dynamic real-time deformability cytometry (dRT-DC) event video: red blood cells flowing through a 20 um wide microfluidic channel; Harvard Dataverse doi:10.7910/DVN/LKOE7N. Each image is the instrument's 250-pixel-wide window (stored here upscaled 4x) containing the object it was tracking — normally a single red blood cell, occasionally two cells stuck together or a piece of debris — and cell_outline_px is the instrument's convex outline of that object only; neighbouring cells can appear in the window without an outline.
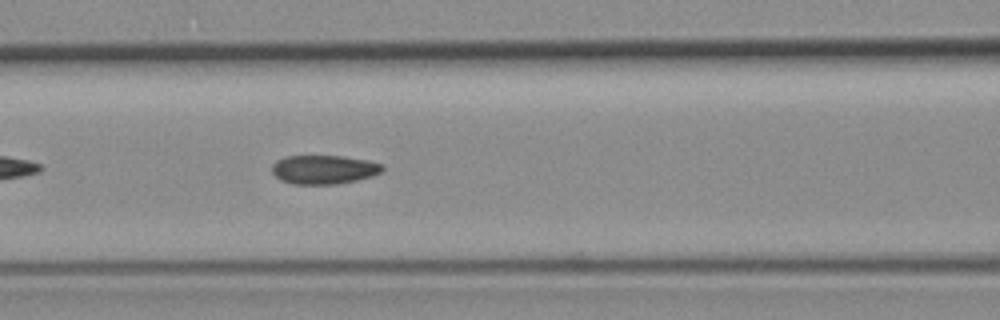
{"species": "common noctule bat (a hibernating species)", "species_latin": "Nyctalus noctula", "temperature_condition": "room temperature", "stored_images_in_passage": 41, "camera_frame_rate_fps": 3000, "um_per_image_px": 0.085, "animal": {"sex": "female", "body_mass_g": 19.3, "forearm_length_mm": 54.1}, "frame": {"image": 1, "passage_image": 9, "time_ms": 2.667, "image_size_px": [1000, 320], "cell_outline_px": [[384, 168], [380, 172], [372, 176], [340, 184], [292, 184], [280, 180], [272, 172], [272, 164], [276, 160], [288, 156], [340, 156], [368, 160], [384, 164]], "centroid_in_image_um": [27.53, 14.41], "position_along_channel_um": 139.1, "area_um2": 18.67}}
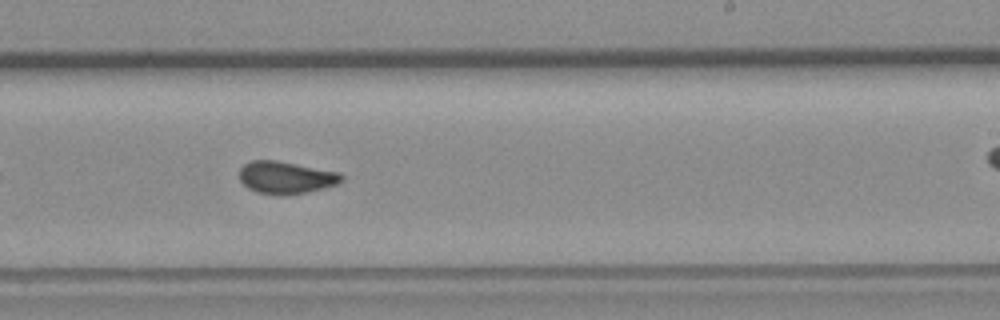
{"frame": {"image": 2, "passage_image": 19, "time_ms": 6.0, "image_size_px": [1000, 320], "cell_outline_px": [[344, 180], [336, 184], [308, 192], [288, 196], [256, 192], [248, 188], [240, 180], [240, 168], [244, 164], [252, 160], [276, 160], [340, 172], [344, 176]], "centroid_in_image_um": [24.32, 15.09], "position_along_channel_um": 264.7, "area_um2": 19.36}}
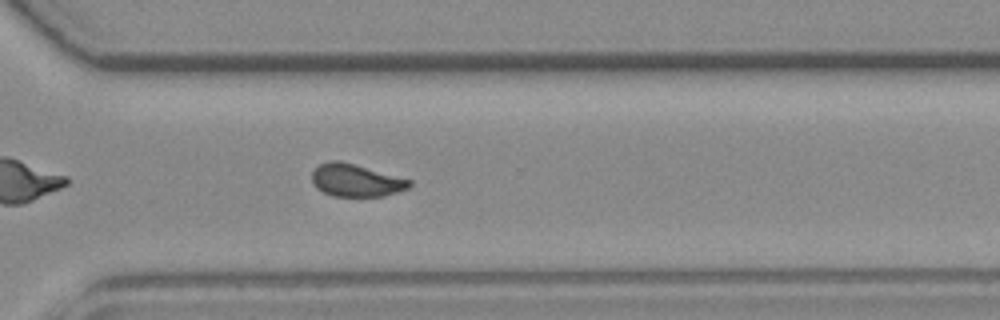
{"frame": {"image": 3, "passage_image": 25, "time_ms": 8.0, "image_size_px": [1000, 320], "cell_outline_px": [[412, 184], [408, 188], [384, 196], [332, 196], [316, 188], [312, 184], [312, 172], [320, 164], [332, 160], [340, 160], [412, 180]], "centroid_in_image_um": [30.24, 15.33], "position_along_channel_um": 340.4, "area_um2": 18.44}, "authors_computed_cell_mechanics": {"area_um2": 18.9584, "velocity_mm_per_s": 3.7839, "shape_relaxation_time_tau1_ms": 10.9188, "shape_relaxation_time_tau2_ms": 1.3233, "deformation_change_tau1": 0.18, "deformation_change_tau2": 0.0445}}